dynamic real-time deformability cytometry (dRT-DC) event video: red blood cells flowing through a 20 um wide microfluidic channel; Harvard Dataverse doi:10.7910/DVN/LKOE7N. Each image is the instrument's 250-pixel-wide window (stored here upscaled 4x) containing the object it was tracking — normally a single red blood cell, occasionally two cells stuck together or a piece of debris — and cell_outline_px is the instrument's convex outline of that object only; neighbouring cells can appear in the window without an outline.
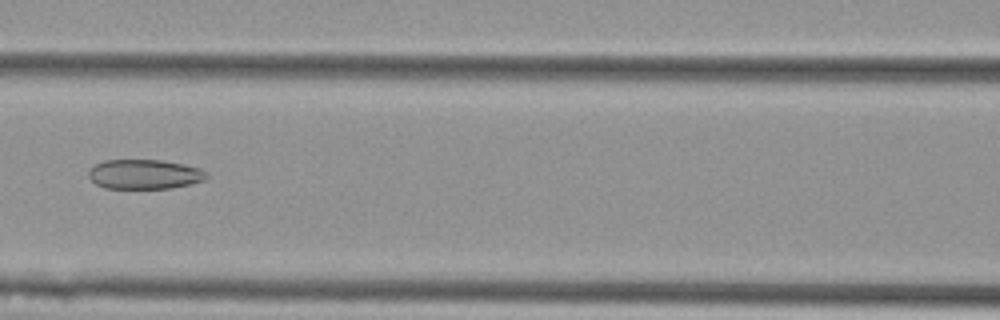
{"species": "Egyptian fruit bat (a non-hibernating species)", "species_latin": "Rousettus aegyptiacus", "temperature_condition": "cold", "stored_images_in_passage": 9, "camera_frame_rate_fps": 3000, "um_per_image_px": 0.085, "animal": {"sex": "female"}, "frame": {"image": 1, "passage_image": 6, "time_ms": 1.667, "image_size_px": [1000, 320], "cell_outline_px": [[208, 176], [204, 180], [172, 188], [104, 188], [96, 184], [88, 176], [88, 172], [96, 164], [104, 160], [160, 160], [184, 164], [200, 168]], "centroid_in_image_um": [12.26, 14.81], "position_along_channel_um": 154.3, "area_um2": 20.17}}
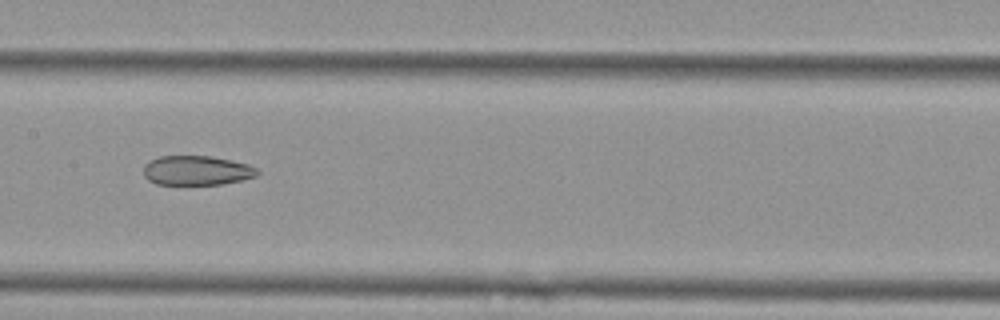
{"frame": {"image": 2, "passage_image": 7, "time_ms": 2.0, "image_size_px": [1000, 320], "cell_outline_px": [[260, 172], [256, 176], [244, 180], [220, 184], [156, 184], [148, 180], [144, 176], [144, 164], [148, 160], [160, 156], [212, 156], [232, 160], [248, 164], [256, 168]], "centroid_in_image_um": [16.72, 14.48], "position_along_channel_um": 190.7, "area_um2": 19.71}}
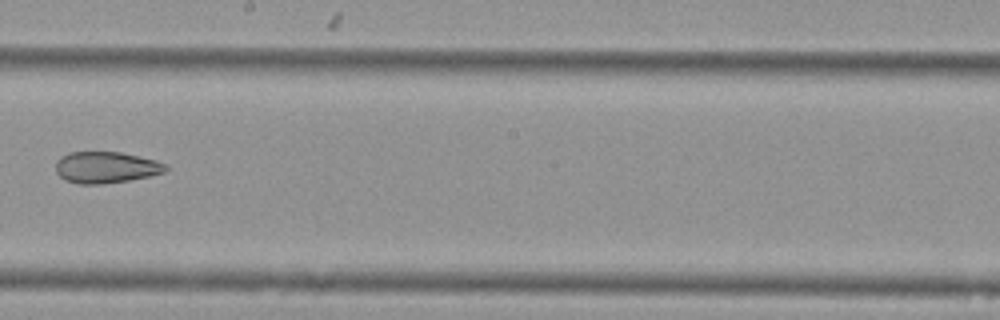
{"frame": {"image": 3, "passage_image": 8, "time_ms": 2.333, "image_size_px": [1000, 320], "cell_outline_px": [[168, 168], [164, 172], [148, 176], [128, 180], [104, 184], [80, 184], [64, 180], [56, 172], [56, 160], [60, 156], [68, 152], [120, 152], [156, 160], [164, 164]], "centroid_in_image_um": [8.96, 14.22], "position_along_channel_um": 239.2, "area_um2": 20.11}}